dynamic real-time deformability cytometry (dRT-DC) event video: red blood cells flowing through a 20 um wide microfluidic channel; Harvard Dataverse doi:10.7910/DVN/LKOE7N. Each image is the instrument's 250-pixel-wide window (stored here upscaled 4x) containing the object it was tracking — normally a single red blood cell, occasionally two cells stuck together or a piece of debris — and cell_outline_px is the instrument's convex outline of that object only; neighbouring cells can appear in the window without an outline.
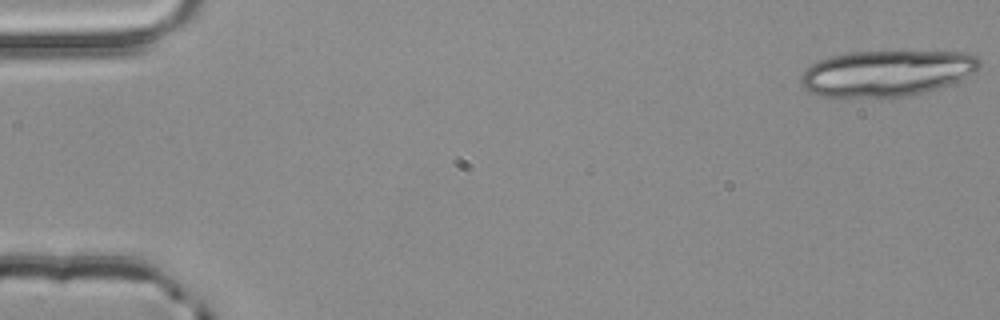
{"species": "common noctule bat (a hibernating species)", "species_latin": "Nyctalus noctula", "temperature_condition": "room temperature", "stored_images_in_passage": 4, "camera_frame_rate_fps": 3000, "um_per_image_px": 0.085, "animal": {"sex": "male", "body_mass_g": 20.4}, "frame": {"image": 1, "passage_image": 1, "time_ms": 0.0, "image_size_px": [1000, 320], "cell_outline_px": [[980, 68], [960, 80], [940, 88], [908, 96], [820, 96], [808, 92], [804, 88], [800, 80], [804, 68], [820, 60], [832, 56], [848, 52], [968, 52], [976, 56], [980, 60]], "centroid_in_image_um": [75.37, 6.21], "position_along_channel_um": 9.6, "area_um2": 47.63}}